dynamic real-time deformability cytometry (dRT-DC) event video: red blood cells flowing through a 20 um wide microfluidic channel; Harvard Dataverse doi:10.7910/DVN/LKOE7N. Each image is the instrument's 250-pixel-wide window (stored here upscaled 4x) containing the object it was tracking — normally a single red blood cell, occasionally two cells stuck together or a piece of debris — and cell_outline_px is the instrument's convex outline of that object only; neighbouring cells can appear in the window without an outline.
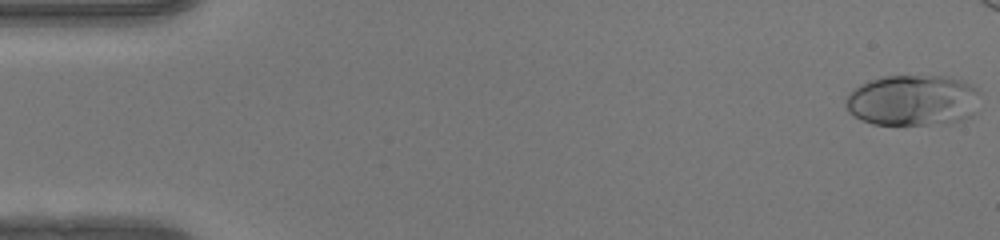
{"species": "human", "species_latin": "Homo sapiens", "temperature_condition": "warm", "stored_images_in_passage": 44, "camera_frame_rate_fps": 3000, "um_per_image_px": 0.085, "donor": {"sex": "female"}, "frame": {"image": 1, "passage_image": 1, "time_ms": 0.0, "image_size_px": [1000, 240], "cell_outline_px": [[980, 92], [972, 116], [960, 120], [928, 124], [872, 124], [848, 112], [844, 104], [844, 100], [860, 84], [884, 76], [944, 76], [968, 84], [976, 88]], "centroid_in_image_um": [77.56, 8.52], "position_along_channel_um": 7.4, "area_um2": 39.3}}
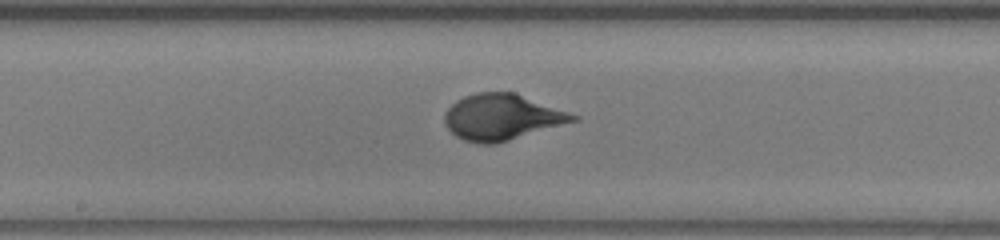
{"frame": {"image": 2, "passage_image": 26, "time_ms": 8.333, "image_size_px": [1000, 240], "cell_outline_px": [[580, 120], [496, 144], [480, 144], [464, 140], [456, 136], [444, 124], [444, 112], [456, 100], [464, 96], [476, 92], [516, 92], [580, 116]], "centroid_in_image_um": [42.68, 9.95], "position_along_channel_um": 205.5, "area_um2": 34.74}}
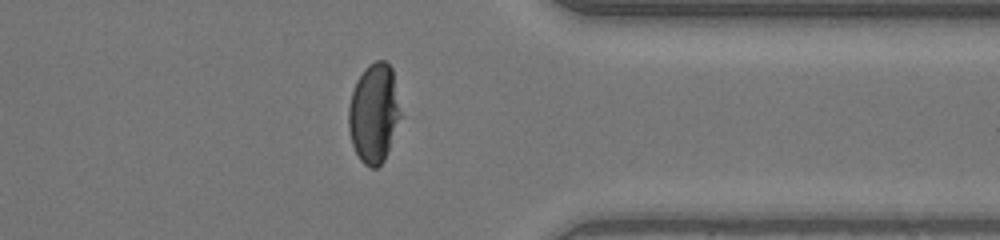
{"frame": {"image": 3, "passage_image": 39, "time_ms": 12.667, "image_size_px": [1000, 240], "cell_outline_px": [[400, 116], [384, 160], [376, 168], [372, 168], [364, 164], [360, 160], [352, 144], [348, 128], [348, 108], [352, 92], [356, 80], [364, 68], [368, 64], [376, 60], [384, 60], [392, 68], [400, 112]], "centroid_in_image_um": [31.75, 9.6], "position_along_channel_um": 379.7, "area_um2": 29.77}}